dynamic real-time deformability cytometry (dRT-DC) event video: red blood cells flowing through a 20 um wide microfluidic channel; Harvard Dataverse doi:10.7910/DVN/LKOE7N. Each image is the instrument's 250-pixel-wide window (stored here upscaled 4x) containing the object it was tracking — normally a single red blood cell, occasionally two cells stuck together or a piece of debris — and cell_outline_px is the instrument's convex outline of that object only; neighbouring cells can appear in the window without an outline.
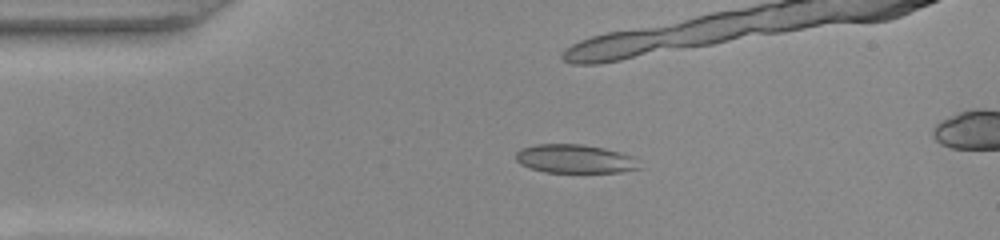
{"species": "common noctule bat (a hibernating species)", "species_latin": "Nyctalus noctula", "temperature_condition": "warm", "stored_images_in_passage": 42, "camera_frame_rate_fps": 3000, "um_per_image_px": 0.085, "animal": {"sex": "female", "body_mass_g": 22.0, "forearm_length_mm": 56.7}, "frame": {"image": 1, "passage_image": 1, "time_ms": 0.0, "image_size_px": [1000, 240], "cell_outline_px": [[640, 168], [620, 172], [544, 172], [520, 164], [516, 160], [516, 152], [520, 148], [536, 144], [580, 144], [604, 148], [632, 156]], "centroid_in_image_um": [48.81, 13.5], "position_along_channel_um": 36.2, "area_um2": 20.4}, "authors_computed_cell_mechanics": {"area_um2": 20.6635, "velocity_mm_per_s": 3.9089, "shape_relaxation_time_tau1_ms": null, "shape_relaxation_time_tau2_ms": 1.5244, "deformation_change_tau1": null, "deformation_change_tau2": 0.0712}}